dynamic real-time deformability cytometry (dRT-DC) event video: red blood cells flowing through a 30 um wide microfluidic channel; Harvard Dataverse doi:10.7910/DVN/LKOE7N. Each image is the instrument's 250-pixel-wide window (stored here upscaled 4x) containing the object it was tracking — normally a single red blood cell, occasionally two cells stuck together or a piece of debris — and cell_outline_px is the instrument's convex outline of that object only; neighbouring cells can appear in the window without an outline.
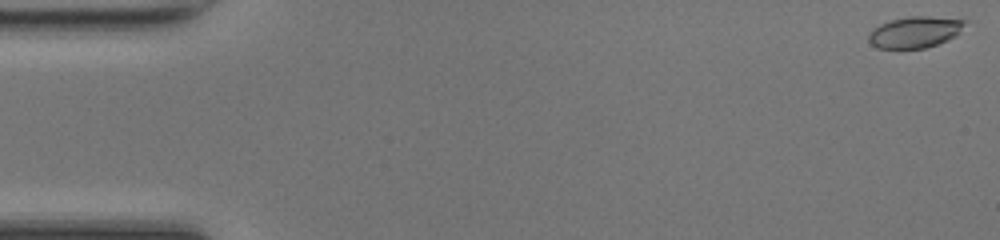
{"species": "common noctule bat (a hibernating species)", "species_latin": "Nyctalus noctula", "temperature_condition": "room temperature", "stored_images_in_passage": 49, "camera_frame_rate_fps": 3000, "um_per_image_px": 0.085, "animal": {"sex": "female", "body_mass_g": 17.0, "forearm_length_mm": 48.0}, "frame": {"image": 1, "passage_image": 1, "time_ms": 0.0, "image_size_px": [1000, 240], "cell_outline_px": [[968, 20], [956, 36], [948, 40], [924, 48], [876, 48], [868, 40], [868, 36], [880, 24], [892, 20], [908, 16], [928, 16]], "centroid_in_image_um": [77.8, 2.72], "position_along_channel_um": 7.2, "area_um2": 17.34}}
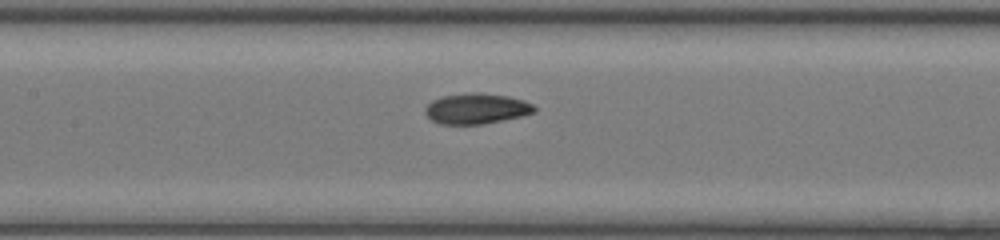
{"frame": {"image": 2, "passage_image": 23, "time_ms": 7.333, "image_size_px": [1000, 240], "cell_outline_px": [[536, 112], [520, 116], [484, 124], [440, 124], [432, 120], [424, 112], [424, 108], [432, 100], [444, 96], [480, 92], [508, 96], [524, 100], [532, 104], [536, 108]], "centroid_in_image_um": [40.5, 9.23], "position_along_channel_um": 166.9, "area_um2": 19.31}}
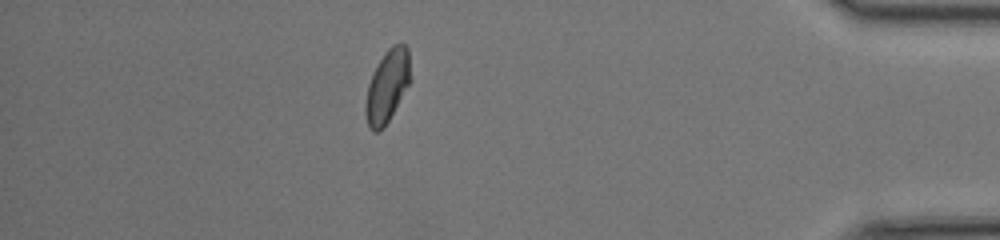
{"frame": {"image": 3, "passage_image": 43, "time_ms": 14.0, "image_size_px": [1000, 240], "cell_outline_px": [[408, 84], [384, 128], [376, 132], [372, 132], [368, 128], [364, 112], [364, 104], [368, 84], [380, 60], [388, 48], [392, 44], [404, 44], [408, 48]], "centroid_in_image_um": [32.85, 7.38], "position_along_channel_um": 402.3, "area_um2": 18.38}, "authors_computed_cell_mechanics": {"area_um2": 18.6694, "velocity_mm_per_s": 4.2514, "shape_relaxation_time_tau1_ms": 3.9458, "shape_relaxation_time_tau2_ms": 1.4833, "deformation_change_tau1": 0.1226, "deformation_change_tau2": 0.0448}}